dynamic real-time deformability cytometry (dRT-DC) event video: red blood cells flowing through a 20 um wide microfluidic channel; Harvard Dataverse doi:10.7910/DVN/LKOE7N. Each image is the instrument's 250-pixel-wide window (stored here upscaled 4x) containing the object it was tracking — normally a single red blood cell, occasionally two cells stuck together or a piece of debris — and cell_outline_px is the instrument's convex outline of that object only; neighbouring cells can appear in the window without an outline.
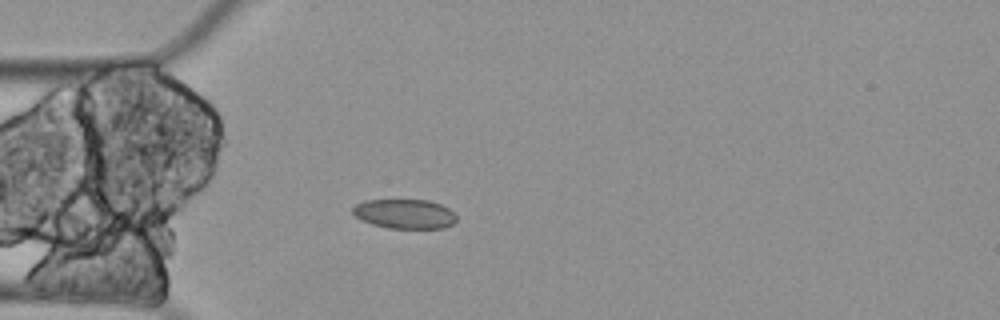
{"species": "Egyptian fruit bat (a non-hibernating species)", "species_latin": "Rousettus aegyptiacus", "temperature_condition": "cold", "stored_images_in_passage": 5, "camera_frame_rate_fps": 3000, "um_per_image_px": 0.085, "animal": {"sex": "female"}, "frame": {"image": 1, "passage_image": 5, "time_ms": 1.333, "image_size_px": [1000, 320], "cell_outline_px": [[456, 220], [452, 224], [444, 228], [388, 228], [372, 224], [360, 220], [352, 212], [352, 208], [356, 204], [364, 200], [428, 200], [440, 204], [456, 212]], "centroid_in_image_um": [34.4, 18.18], "position_along_channel_um": 50.6, "area_um2": 17.92}}